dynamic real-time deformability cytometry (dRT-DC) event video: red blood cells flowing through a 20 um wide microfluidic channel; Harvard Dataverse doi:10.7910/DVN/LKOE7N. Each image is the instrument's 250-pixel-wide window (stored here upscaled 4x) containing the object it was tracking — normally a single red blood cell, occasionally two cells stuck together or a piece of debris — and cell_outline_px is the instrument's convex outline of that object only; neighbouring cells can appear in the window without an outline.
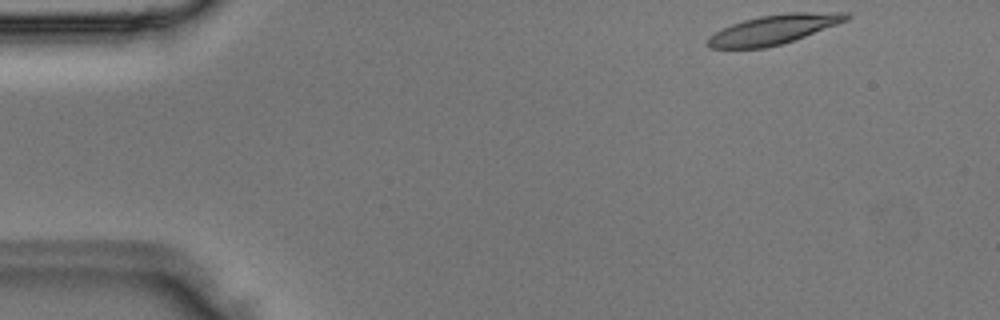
{"species": "Egyptian fruit bat (a non-hibernating species)", "species_latin": "Rousettus aegyptiacus", "temperature_condition": "room temperature", "stored_images_in_passage": 2, "camera_frame_rate_fps": 3000, "um_per_image_px": 0.085, "animal": {"sex": "male"}, "frame": {"image": 1, "passage_image": 1, "time_ms": 0.0, "image_size_px": [1000, 320], "cell_outline_px": [[852, 16], [848, 20], [804, 36], [780, 44], [764, 48], [708, 48], [708, 36], [732, 24], [744, 20], [760, 16], [788, 12], [848, 12]], "centroid_in_image_um": [65.79, 2.49], "position_along_channel_um": 19.2, "area_um2": 23.47}}